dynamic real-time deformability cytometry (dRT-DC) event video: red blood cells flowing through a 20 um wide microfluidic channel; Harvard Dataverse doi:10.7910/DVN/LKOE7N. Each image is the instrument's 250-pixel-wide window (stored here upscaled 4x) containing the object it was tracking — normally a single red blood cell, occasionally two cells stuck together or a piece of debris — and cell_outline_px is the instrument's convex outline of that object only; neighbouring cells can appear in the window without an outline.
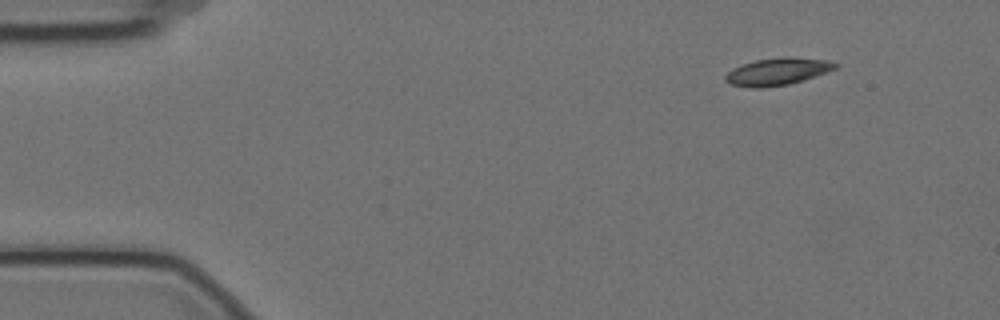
{"species": "Egyptian fruit bat (a non-hibernating species)", "species_latin": "Rousettus aegyptiacus", "temperature_condition": "cold", "stored_images_in_passage": 4, "camera_frame_rate_fps": 3000, "um_per_image_px": 0.085, "animal": {"sex": "female"}, "frame": {"image": 1, "passage_image": 1, "time_ms": 0.0, "image_size_px": [1000, 320], "cell_outline_px": [[840, 64], [836, 68], [788, 84], [760, 88], [752, 88], [732, 84], [724, 80], [724, 76], [732, 68], [756, 60], [788, 56], [828, 60]], "centroid_in_image_um": [66.06, 6.07], "position_along_channel_um": 18.9, "area_um2": 17.11}}
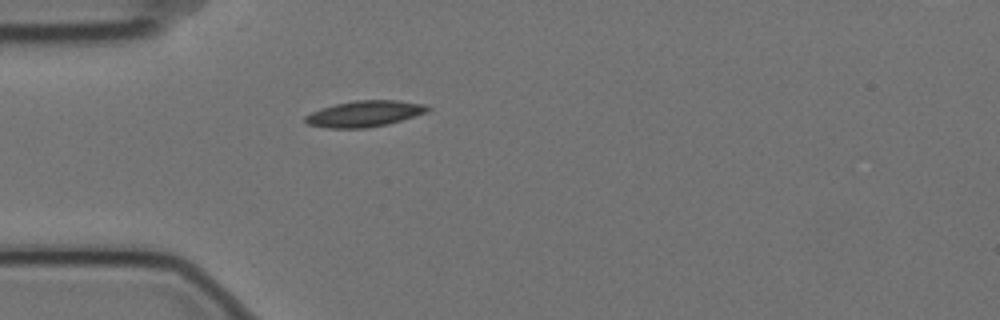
{"frame": {"image": 2, "passage_image": 4, "time_ms": 1.0, "image_size_px": [1000, 320], "cell_outline_px": [[432, 108], [428, 112], [388, 124], [364, 128], [328, 128], [308, 124], [304, 120], [304, 116], [320, 108], [336, 104], [356, 100], [396, 100], [424, 104]], "centroid_in_image_um": [30.99, 9.66], "position_along_channel_um": 54.0, "area_um2": 18.55}}